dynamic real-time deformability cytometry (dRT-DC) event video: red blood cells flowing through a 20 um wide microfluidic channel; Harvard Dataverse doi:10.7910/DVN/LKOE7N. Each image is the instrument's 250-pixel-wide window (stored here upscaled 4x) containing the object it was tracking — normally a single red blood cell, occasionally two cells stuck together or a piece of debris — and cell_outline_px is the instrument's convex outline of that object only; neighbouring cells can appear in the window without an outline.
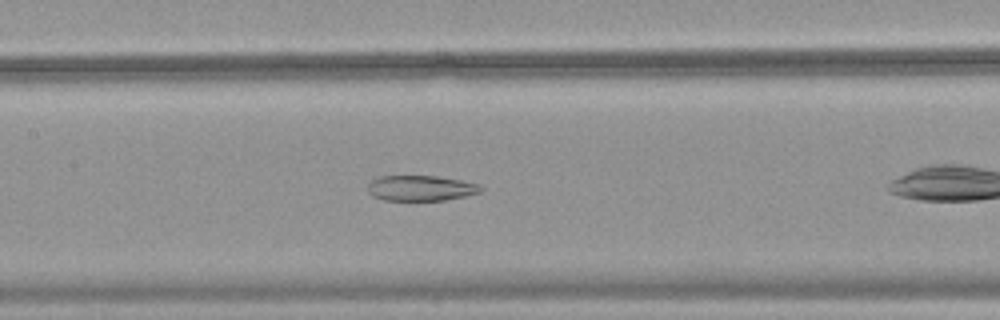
{"species": "common noctule bat (a hibernating species)", "species_latin": "Nyctalus noctula", "temperature_condition": "warm", "stored_images_in_passage": 44, "camera_frame_rate_fps": 3000, "um_per_image_px": 0.085, "animal": {"sex": "female", "body_mass_g": 18.4}, "frame": {"image": 1, "passage_image": 17, "time_ms": 5.333, "image_size_px": [1000, 320], "cell_outline_px": [[484, 188], [480, 192], [464, 196], [444, 200], [384, 200], [372, 196], [368, 192], [368, 184], [372, 180], [380, 176], [436, 176], [460, 180], [476, 184]], "centroid_in_image_um": [35.73, 15.99], "position_along_channel_um": 171.7, "area_um2": 16.59}}
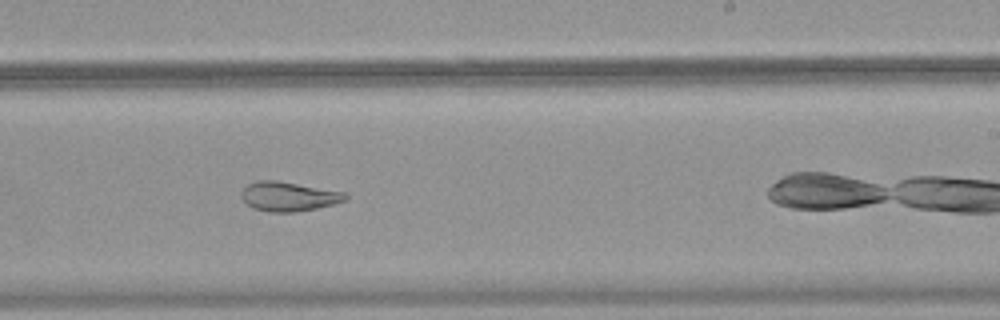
{"frame": {"image": 2, "passage_image": 24, "time_ms": 7.667, "image_size_px": [1000, 320], "cell_outline_px": [[348, 196], [344, 200], [332, 204], [316, 208], [296, 212], [268, 212], [252, 208], [240, 196], [240, 192], [248, 184], [256, 180], [276, 180], [344, 192]], "centroid_in_image_um": [24.47, 16.7], "position_along_channel_um": 264.5, "area_um2": 17.69}}
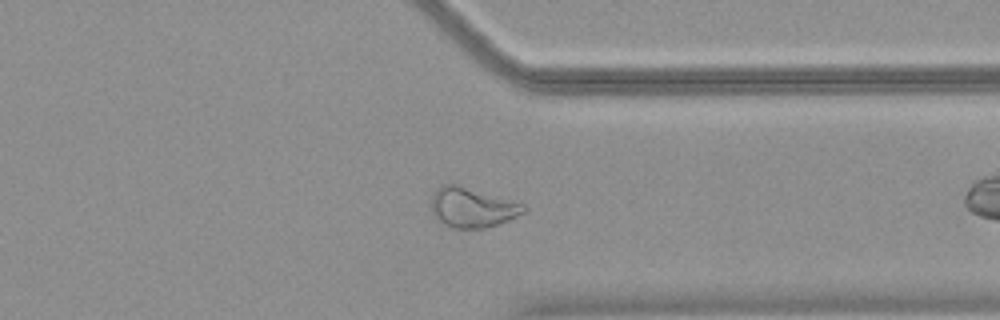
{"frame": {"image": 3, "passage_image": 32, "time_ms": 10.333, "image_size_px": [1000, 320], "cell_outline_px": [[528, 208], [524, 212], [508, 220], [484, 228], [452, 228], [444, 224], [432, 212], [432, 192], [444, 184], [456, 184], [524, 204]], "centroid_in_image_um": [40.13, 17.63], "position_along_channel_um": 371.3, "area_um2": 21.04}}